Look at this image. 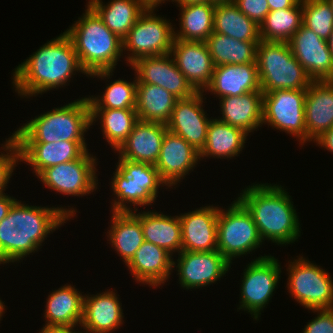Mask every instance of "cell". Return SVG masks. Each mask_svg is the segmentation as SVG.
I'll list each match as a JSON object with an SVG mask.
<instances>
[{
    "label": "cell",
    "instance_id": "obj_8",
    "mask_svg": "<svg viewBox=\"0 0 333 333\" xmlns=\"http://www.w3.org/2000/svg\"><path fill=\"white\" fill-rule=\"evenodd\" d=\"M287 288L292 298L305 309L333 308V279L328 271L303 256L288 261Z\"/></svg>",
    "mask_w": 333,
    "mask_h": 333
},
{
    "label": "cell",
    "instance_id": "obj_50",
    "mask_svg": "<svg viewBox=\"0 0 333 333\" xmlns=\"http://www.w3.org/2000/svg\"><path fill=\"white\" fill-rule=\"evenodd\" d=\"M177 4H188V3H202V4H214L212 0H173Z\"/></svg>",
    "mask_w": 333,
    "mask_h": 333
},
{
    "label": "cell",
    "instance_id": "obj_9",
    "mask_svg": "<svg viewBox=\"0 0 333 333\" xmlns=\"http://www.w3.org/2000/svg\"><path fill=\"white\" fill-rule=\"evenodd\" d=\"M154 11L155 8H146L123 39V51H128L125 61L129 66L137 59L171 51L175 27L170 20L157 16Z\"/></svg>",
    "mask_w": 333,
    "mask_h": 333
},
{
    "label": "cell",
    "instance_id": "obj_32",
    "mask_svg": "<svg viewBox=\"0 0 333 333\" xmlns=\"http://www.w3.org/2000/svg\"><path fill=\"white\" fill-rule=\"evenodd\" d=\"M116 167L111 179V188L117 198L114 197L112 200L111 211L132 212L138 210L135 206L144 207L155 203L156 197L147 189V183L133 182V176L118 162ZM129 204L131 207L134 206V209Z\"/></svg>",
    "mask_w": 333,
    "mask_h": 333
},
{
    "label": "cell",
    "instance_id": "obj_16",
    "mask_svg": "<svg viewBox=\"0 0 333 333\" xmlns=\"http://www.w3.org/2000/svg\"><path fill=\"white\" fill-rule=\"evenodd\" d=\"M288 44L312 80H333V61L326 40L302 24Z\"/></svg>",
    "mask_w": 333,
    "mask_h": 333
},
{
    "label": "cell",
    "instance_id": "obj_15",
    "mask_svg": "<svg viewBox=\"0 0 333 333\" xmlns=\"http://www.w3.org/2000/svg\"><path fill=\"white\" fill-rule=\"evenodd\" d=\"M130 68L135 71L137 83L158 85L178 99L188 98L196 93L170 53L137 59Z\"/></svg>",
    "mask_w": 333,
    "mask_h": 333
},
{
    "label": "cell",
    "instance_id": "obj_52",
    "mask_svg": "<svg viewBox=\"0 0 333 333\" xmlns=\"http://www.w3.org/2000/svg\"><path fill=\"white\" fill-rule=\"evenodd\" d=\"M5 309L6 308H5L4 302H2V300L0 298V321H1L2 316L4 315Z\"/></svg>",
    "mask_w": 333,
    "mask_h": 333
},
{
    "label": "cell",
    "instance_id": "obj_14",
    "mask_svg": "<svg viewBox=\"0 0 333 333\" xmlns=\"http://www.w3.org/2000/svg\"><path fill=\"white\" fill-rule=\"evenodd\" d=\"M204 92H196L188 98L178 99L171 117L166 123L167 130L181 136L199 153L206 144L207 128L211 118L203 109Z\"/></svg>",
    "mask_w": 333,
    "mask_h": 333
},
{
    "label": "cell",
    "instance_id": "obj_1",
    "mask_svg": "<svg viewBox=\"0 0 333 333\" xmlns=\"http://www.w3.org/2000/svg\"><path fill=\"white\" fill-rule=\"evenodd\" d=\"M59 207L32 206L17 200L0 222V265L20 262L38 252L48 234L77 212L72 207Z\"/></svg>",
    "mask_w": 333,
    "mask_h": 333
},
{
    "label": "cell",
    "instance_id": "obj_11",
    "mask_svg": "<svg viewBox=\"0 0 333 333\" xmlns=\"http://www.w3.org/2000/svg\"><path fill=\"white\" fill-rule=\"evenodd\" d=\"M305 99L306 89L263 93V124L288 133L305 145Z\"/></svg>",
    "mask_w": 333,
    "mask_h": 333
},
{
    "label": "cell",
    "instance_id": "obj_26",
    "mask_svg": "<svg viewBox=\"0 0 333 333\" xmlns=\"http://www.w3.org/2000/svg\"><path fill=\"white\" fill-rule=\"evenodd\" d=\"M222 113L218 120L246 132L248 135L263 126V92L252 91L239 96L219 99Z\"/></svg>",
    "mask_w": 333,
    "mask_h": 333
},
{
    "label": "cell",
    "instance_id": "obj_7",
    "mask_svg": "<svg viewBox=\"0 0 333 333\" xmlns=\"http://www.w3.org/2000/svg\"><path fill=\"white\" fill-rule=\"evenodd\" d=\"M221 208L217 220V250L232 264L233 259L260 248L263 240L251 213L238 199L228 209Z\"/></svg>",
    "mask_w": 333,
    "mask_h": 333
},
{
    "label": "cell",
    "instance_id": "obj_51",
    "mask_svg": "<svg viewBox=\"0 0 333 333\" xmlns=\"http://www.w3.org/2000/svg\"><path fill=\"white\" fill-rule=\"evenodd\" d=\"M327 43H328V47H329V50H330V53H331V57H332V61H333V30L327 40Z\"/></svg>",
    "mask_w": 333,
    "mask_h": 333
},
{
    "label": "cell",
    "instance_id": "obj_53",
    "mask_svg": "<svg viewBox=\"0 0 333 333\" xmlns=\"http://www.w3.org/2000/svg\"><path fill=\"white\" fill-rule=\"evenodd\" d=\"M233 0H212L214 4H219V3H228L232 2Z\"/></svg>",
    "mask_w": 333,
    "mask_h": 333
},
{
    "label": "cell",
    "instance_id": "obj_35",
    "mask_svg": "<svg viewBox=\"0 0 333 333\" xmlns=\"http://www.w3.org/2000/svg\"><path fill=\"white\" fill-rule=\"evenodd\" d=\"M216 4L188 3L178 4L181 17L180 30L174 31V39L183 41H203L213 33Z\"/></svg>",
    "mask_w": 333,
    "mask_h": 333
},
{
    "label": "cell",
    "instance_id": "obj_49",
    "mask_svg": "<svg viewBox=\"0 0 333 333\" xmlns=\"http://www.w3.org/2000/svg\"><path fill=\"white\" fill-rule=\"evenodd\" d=\"M165 1H169L170 2V0H142V3L147 8H155L156 9L158 6H160V4H164Z\"/></svg>",
    "mask_w": 333,
    "mask_h": 333
},
{
    "label": "cell",
    "instance_id": "obj_41",
    "mask_svg": "<svg viewBox=\"0 0 333 333\" xmlns=\"http://www.w3.org/2000/svg\"><path fill=\"white\" fill-rule=\"evenodd\" d=\"M118 163L133 176V182L147 183V189L155 196L158 197L157 193L160 186H166L159 176L158 170L155 165L134 162L127 159L120 158L118 156Z\"/></svg>",
    "mask_w": 333,
    "mask_h": 333
},
{
    "label": "cell",
    "instance_id": "obj_5",
    "mask_svg": "<svg viewBox=\"0 0 333 333\" xmlns=\"http://www.w3.org/2000/svg\"><path fill=\"white\" fill-rule=\"evenodd\" d=\"M91 126V109L87 97L41 113L27 121L12 135L17 143L85 142Z\"/></svg>",
    "mask_w": 333,
    "mask_h": 333
},
{
    "label": "cell",
    "instance_id": "obj_40",
    "mask_svg": "<svg viewBox=\"0 0 333 333\" xmlns=\"http://www.w3.org/2000/svg\"><path fill=\"white\" fill-rule=\"evenodd\" d=\"M303 25L323 40L333 30V10L328 0H302Z\"/></svg>",
    "mask_w": 333,
    "mask_h": 333
},
{
    "label": "cell",
    "instance_id": "obj_19",
    "mask_svg": "<svg viewBox=\"0 0 333 333\" xmlns=\"http://www.w3.org/2000/svg\"><path fill=\"white\" fill-rule=\"evenodd\" d=\"M219 207L207 205L179 214L182 227V251L217 250V220Z\"/></svg>",
    "mask_w": 333,
    "mask_h": 333
},
{
    "label": "cell",
    "instance_id": "obj_54",
    "mask_svg": "<svg viewBox=\"0 0 333 333\" xmlns=\"http://www.w3.org/2000/svg\"><path fill=\"white\" fill-rule=\"evenodd\" d=\"M328 2L330 3L331 8H332V10H333V0H328Z\"/></svg>",
    "mask_w": 333,
    "mask_h": 333
},
{
    "label": "cell",
    "instance_id": "obj_18",
    "mask_svg": "<svg viewBox=\"0 0 333 333\" xmlns=\"http://www.w3.org/2000/svg\"><path fill=\"white\" fill-rule=\"evenodd\" d=\"M199 160L198 151L181 136L167 130L155 167L162 181L170 188L181 182L187 174L189 175Z\"/></svg>",
    "mask_w": 333,
    "mask_h": 333
},
{
    "label": "cell",
    "instance_id": "obj_23",
    "mask_svg": "<svg viewBox=\"0 0 333 333\" xmlns=\"http://www.w3.org/2000/svg\"><path fill=\"white\" fill-rule=\"evenodd\" d=\"M306 143L333 127V80H313L306 89Z\"/></svg>",
    "mask_w": 333,
    "mask_h": 333
},
{
    "label": "cell",
    "instance_id": "obj_29",
    "mask_svg": "<svg viewBox=\"0 0 333 333\" xmlns=\"http://www.w3.org/2000/svg\"><path fill=\"white\" fill-rule=\"evenodd\" d=\"M110 1L104 4L102 0H89L87 4L102 19L106 27L123 40L147 7L142 0Z\"/></svg>",
    "mask_w": 333,
    "mask_h": 333
},
{
    "label": "cell",
    "instance_id": "obj_10",
    "mask_svg": "<svg viewBox=\"0 0 333 333\" xmlns=\"http://www.w3.org/2000/svg\"><path fill=\"white\" fill-rule=\"evenodd\" d=\"M279 260L265 255L249 262L240 283V301L237 309L247 311L256 321L268 305L279 284L281 275Z\"/></svg>",
    "mask_w": 333,
    "mask_h": 333
},
{
    "label": "cell",
    "instance_id": "obj_46",
    "mask_svg": "<svg viewBox=\"0 0 333 333\" xmlns=\"http://www.w3.org/2000/svg\"><path fill=\"white\" fill-rule=\"evenodd\" d=\"M17 201L12 196L0 193V222L7 216L12 205Z\"/></svg>",
    "mask_w": 333,
    "mask_h": 333
},
{
    "label": "cell",
    "instance_id": "obj_22",
    "mask_svg": "<svg viewBox=\"0 0 333 333\" xmlns=\"http://www.w3.org/2000/svg\"><path fill=\"white\" fill-rule=\"evenodd\" d=\"M172 257L165 249L144 241L126 266L137 283L156 288L168 282L173 271Z\"/></svg>",
    "mask_w": 333,
    "mask_h": 333
},
{
    "label": "cell",
    "instance_id": "obj_31",
    "mask_svg": "<svg viewBox=\"0 0 333 333\" xmlns=\"http://www.w3.org/2000/svg\"><path fill=\"white\" fill-rule=\"evenodd\" d=\"M108 241L127 265L144 242L140 220L132 212H113Z\"/></svg>",
    "mask_w": 333,
    "mask_h": 333
},
{
    "label": "cell",
    "instance_id": "obj_17",
    "mask_svg": "<svg viewBox=\"0 0 333 333\" xmlns=\"http://www.w3.org/2000/svg\"><path fill=\"white\" fill-rule=\"evenodd\" d=\"M170 54L193 89L204 92L215 67L206 42L174 39Z\"/></svg>",
    "mask_w": 333,
    "mask_h": 333
},
{
    "label": "cell",
    "instance_id": "obj_12",
    "mask_svg": "<svg viewBox=\"0 0 333 333\" xmlns=\"http://www.w3.org/2000/svg\"><path fill=\"white\" fill-rule=\"evenodd\" d=\"M97 160L96 156L87 151L80 159L45 168L37 178L45 187L62 195H89L98 186Z\"/></svg>",
    "mask_w": 333,
    "mask_h": 333
},
{
    "label": "cell",
    "instance_id": "obj_33",
    "mask_svg": "<svg viewBox=\"0 0 333 333\" xmlns=\"http://www.w3.org/2000/svg\"><path fill=\"white\" fill-rule=\"evenodd\" d=\"M213 32L247 42H260V27L232 1L215 5Z\"/></svg>",
    "mask_w": 333,
    "mask_h": 333
},
{
    "label": "cell",
    "instance_id": "obj_37",
    "mask_svg": "<svg viewBox=\"0 0 333 333\" xmlns=\"http://www.w3.org/2000/svg\"><path fill=\"white\" fill-rule=\"evenodd\" d=\"M100 120L103 138L116 151L138 121L135 109H91V126Z\"/></svg>",
    "mask_w": 333,
    "mask_h": 333
},
{
    "label": "cell",
    "instance_id": "obj_24",
    "mask_svg": "<svg viewBox=\"0 0 333 333\" xmlns=\"http://www.w3.org/2000/svg\"><path fill=\"white\" fill-rule=\"evenodd\" d=\"M20 162L31 165L37 176L45 168L80 159L87 151L86 142L18 143Z\"/></svg>",
    "mask_w": 333,
    "mask_h": 333
},
{
    "label": "cell",
    "instance_id": "obj_21",
    "mask_svg": "<svg viewBox=\"0 0 333 333\" xmlns=\"http://www.w3.org/2000/svg\"><path fill=\"white\" fill-rule=\"evenodd\" d=\"M166 131L164 123L138 120L116 151L120 158L155 165Z\"/></svg>",
    "mask_w": 333,
    "mask_h": 333
},
{
    "label": "cell",
    "instance_id": "obj_20",
    "mask_svg": "<svg viewBox=\"0 0 333 333\" xmlns=\"http://www.w3.org/2000/svg\"><path fill=\"white\" fill-rule=\"evenodd\" d=\"M122 303L111 289L96 295L84 294L81 333H112L124 322Z\"/></svg>",
    "mask_w": 333,
    "mask_h": 333
},
{
    "label": "cell",
    "instance_id": "obj_6",
    "mask_svg": "<svg viewBox=\"0 0 333 333\" xmlns=\"http://www.w3.org/2000/svg\"><path fill=\"white\" fill-rule=\"evenodd\" d=\"M256 63L263 93L307 89L313 81L293 56L288 42L261 40L257 46Z\"/></svg>",
    "mask_w": 333,
    "mask_h": 333
},
{
    "label": "cell",
    "instance_id": "obj_3",
    "mask_svg": "<svg viewBox=\"0 0 333 333\" xmlns=\"http://www.w3.org/2000/svg\"><path fill=\"white\" fill-rule=\"evenodd\" d=\"M277 184L253 183L237 198L251 213L263 242L277 245L298 241L301 235L299 218L292 197Z\"/></svg>",
    "mask_w": 333,
    "mask_h": 333
},
{
    "label": "cell",
    "instance_id": "obj_28",
    "mask_svg": "<svg viewBox=\"0 0 333 333\" xmlns=\"http://www.w3.org/2000/svg\"><path fill=\"white\" fill-rule=\"evenodd\" d=\"M49 294L44 311L45 324L74 328L81 326L84 295L71 284H65Z\"/></svg>",
    "mask_w": 333,
    "mask_h": 333
},
{
    "label": "cell",
    "instance_id": "obj_42",
    "mask_svg": "<svg viewBox=\"0 0 333 333\" xmlns=\"http://www.w3.org/2000/svg\"><path fill=\"white\" fill-rule=\"evenodd\" d=\"M1 146V149L6 152V154L4 151L0 152V193H4L15 170V166L20 161V150L17 140L13 135L7 138Z\"/></svg>",
    "mask_w": 333,
    "mask_h": 333
},
{
    "label": "cell",
    "instance_id": "obj_45",
    "mask_svg": "<svg viewBox=\"0 0 333 333\" xmlns=\"http://www.w3.org/2000/svg\"><path fill=\"white\" fill-rule=\"evenodd\" d=\"M314 142L333 154V127L324 131Z\"/></svg>",
    "mask_w": 333,
    "mask_h": 333
},
{
    "label": "cell",
    "instance_id": "obj_44",
    "mask_svg": "<svg viewBox=\"0 0 333 333\" xmlns=\"http://www.w3.org/2000/svg\"><path fill=\"white\" fill-rule=\"evenodd\" d=\"M317 317L305 325L302 333H333V308L312 310Z\"/></svg>",
    "mask_w": 333,
    "mask_h": 333
},
{
    "label": "cell",
    "instance_id": "obj_2",
    "mask_svg": "<svg viewBox=\"0 0 333 333\" xmlns=\"http://www.w3.org/2000/svg\"><path fill=\"white\" fill-rule=\"evenodd\" d=\"M76 72L88 77L70 38L63 32L14 69L12 84L18 96L36 97L67 85Z\"/></svg>",
    "mask_w": 333,
    "mask_h": 333
},
{
    "label": "cell",
    "instance_id": "obj_30",
    "mask_svg": "<svg viewBox=\"0 0 333 333\" xmlns=\"http://www.w3.org/2000/svg\"><path fill=\"white\" fill-rule=\"evenodd\" d=\"M247 136L243 130L212 118L207 128L206 144L199 153L200 160L204 157L218 159L238 157L244 149Z\"/></svg>",
    "mask_w": 333,
    "mask_h": 333
},
{
    "label": "cell",
    "instance_id": "obj_4",
    "mask_svg": "<svg viewBox=\"0 0 333 333\" xmlns=\"http://www.w3.org/2000/svg\"><path fill=\"white\" fill-rule=\"evenodd\" d=\"M74 22L64 33L70 38L82 69L91 78H112L123 56V40L106 27L88 4L85 13Z\"/></svg>",
    "mask_w": 333,
    "mask_h": 333
},
{
    "label": "cell",
    "instance_id": "obj_25",
    "mask_svg": "<svg viewBox=\"0 0 333 333\" xmlns=\"http://www.w3.org/2000/svg\"><path fill=\"white\" fill-rule=\"evenodd\" d=\"M208 91L219 99L261 91L257 63L215 66L211 82L204 90Z\"/></svg>",
    "mask_w": 333,
    "mask_h": 333
},
{
    "label": "cell",
    "instance_id": "obj_39",
    "mask_svg": "<svg viewBox=\"0 0 333 333\" xmlns=\"http://www.w3.org/2000/svg\"><path fill=\"white\" fill-rule=\"evenodd\" d=\"M100 96H89L90 109H135L137 96L136 76L132 82L123 79L111 81Z\"/></svg>",
    "mask_w": 333,
    "mask_h": 333
},
{
    "label": "cell",
    "instance_id": "obj_47",
    "mask_svg": "<svg viewBox=\"0 0 333 333\" xmlns=\"http://www.w3.org/2000/svg\"><path fill=\"white\" fill-rule=\"evenodd\" d=\"M74 327L68 326H56V325H44L39 333H79Z\"/></svg>",
    "mask_w": 333,
    "mask_h": 333
},
{
    "label": "cell",
    "instance_id": "obj_38",
    "mask_svg": "<svg viewBox=\"0 0 333 333\" xmlns=\"http://www.w3.org/2000/svg\"><path fill=\"white\" fill-rule=\"evenodd\" d=\"M303 23L302 0L294 7L270 11L260 24L263 41L288 42Z\"/></svg>",
    "mask_w": 333,
    "mask_h": 333
},
{
    "label": "cell",
    "instance_id": "obj_43",
    "mask_svg": "<svg viewBox=\"0 0 333 333\" xmlns=\"http://www.w3.org/2000/svg\"><path fill=\"white\" fill-rule=\"evenodd\" d=\"M238 9L259 26L270 12L267 0H233Z\"/></svg>",
    "mask_w": 333,
    "mask_h": 333
},
{
    "label": "cell",
    "instance_id": "obj_34",
    "mask_svg": "<svg viewBox=\"0 0 333 333\" xmlns=\"http://www.w3.org/2000/svg\"><path fill=\"white\" fill-rule=\"evenodd\" d=\"M177 100V97L158 85L137 83L135 110L138 120L166 124Z\"/></svg>",
    "mask_w": 333,
    "mask_h": 333
},
{
    "label": "cell",
    "instance_id": "obj_27",
    "mask_svg": "<svg viewBox=\"0 0 333 333\" xmlns=\"http://www.w3.org/2000/svg\"><path fill=\"white\" fill-rule=\"evenodd\" d=\"M132 211V213L140 220L144 241L155 244L172 256L173 253L182 252V227L179 216L164 215L154 210Z\"/></svg>",
    "mask_w": 333,
    "mask_h": 333
},
{
    "label": "cell",
    "instance_id": "obj_13",
    "mask_svg": "<svg viewBox=\"0 0 333 333\" xmlns=\"http://www.w3.org/2000/svg\"><path fill=\"white\" fill-rule=\"evenodd\" d=\"M230 268L231 263L218 250L182 251L178 254L177 261H173V270L178 272L179 284L188 290L199 289L217 282L229 272Z\"/></svg>",
    "mask_w": 333,
    "mask_h": 333
},
{
    "label": "cell",
    "instance_id": "obj_48",
    "mask_svg": "<svg viewBox=\"0 0 333 333\" xmlns=\"http://www.w3.org/2000/svg\"><path fill=\"white\" fill-rule=\"evenodd\" d=\"M270 11L294 7L300 0H267Z\"/></svg>",
    "mask_w": 333,
    "mask_h": 333
},
{
    "label": "cell",
    "instance_id": "obj_36",
    "mask_svg": "<svg viewBox=\"0 0 333 333\" xmlns=\"http://www.w3.org/2000/svg\"><path fill=\"white\" fill-rule=\"evenodd\" d=\"M205 42L214 66L256 63L259 42L240 41L215 32Z\"/></svg>",
    "mask_w": 333,
    "mask_h": 333
}]
</instances>
